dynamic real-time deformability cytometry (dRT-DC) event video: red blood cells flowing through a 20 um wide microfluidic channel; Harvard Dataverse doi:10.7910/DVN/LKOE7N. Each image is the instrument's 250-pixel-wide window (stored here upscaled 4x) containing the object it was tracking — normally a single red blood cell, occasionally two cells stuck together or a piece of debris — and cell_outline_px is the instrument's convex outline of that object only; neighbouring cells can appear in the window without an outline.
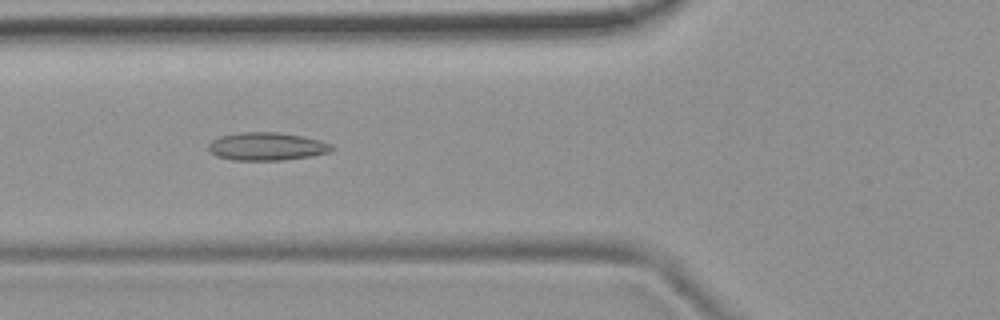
{"species": "common noctule bat (a hibernating species)", "species_latin": "Nyctalus noctula", "temperature_condition": "room temperature", "stored_images_in_passage": 40, "camera_frame_rate_fps": 3000, "um_per_image_px": 0.085, "animal": {"sex": "female", "body_mass_g": 19.9}, "frame": {"image": 1, "passage_image": 7, "time_ms": 2.0, "image_size_px": [1000, 320], "cell_outline_px": [[336, 148], [328, 152], [312, 156], [284, 160], [232, 160], [216, 156], [208, 152], [208, 144], [212, 140], [220, 136], [240, 132], [276, 132], [304, 136], [320, 140], [332, 144]], "centroid_in_image_um": [22.67, 12.45], "position_along_channel_um": 103.1, "area_um2": 20.35}}
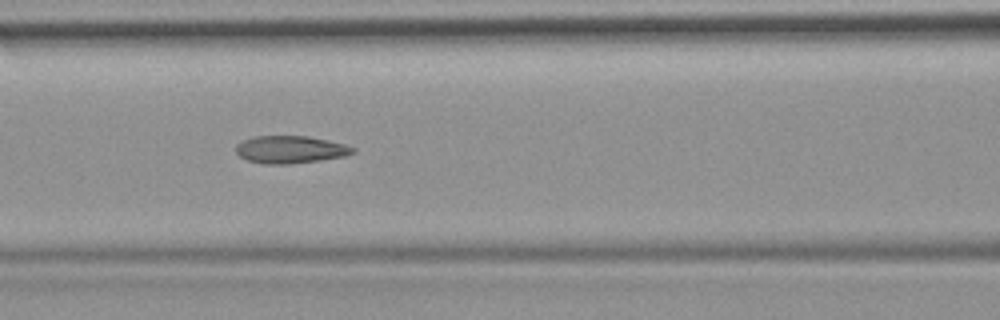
{"frame": {"image": 2, "passage_image": 10, "time_ms": 3.0, "image_size_px": [1000, 320], "cell_outline_px": [[356, 152], [344, 156], [320, 160], [288, 164], [264, 164], [248, 160], [240, 156], [236, 152], [236, 144], [252, 136], [308, 136], [328, 140], [344, 144], [356, 148]], "centroid_in_image_um": [24.68, 12.7], "position_along_channel_um": 141.9, "area_um2": 18.73}}
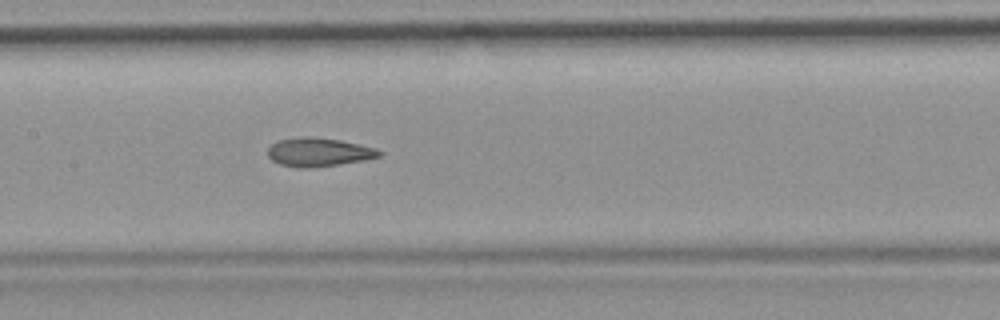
{"frame": {"image": 3, "passage_image": 13, "time_ms": 4.0, "image_size_px": [1000, 320], "cell_outline_px": [[380, 156], [364, 160], [340, 164], [308, 168], [300, 168], [280, 164], [272, 160], [268, 156], [268, 148], [276, 140], [304, 136], [308, 136], [340, 140], [360, 144], [376, 148], [380, 152]], "centroid_in_image_um": [27.06, 12.92], "position_along_channel_um": 180.3, "area_um2": 18.55}, "authors_computed_cell_mechanics": {"area_um2": 18.5538, "velocity_mm_per_s": 3.8465, "shape_relaxation_time_tau1_ms": null, "shape_relaxation_time_tau2_ms": 2.6743, "deformation_change_tau1": null, "deformation_change_tau2": 0.1043}}